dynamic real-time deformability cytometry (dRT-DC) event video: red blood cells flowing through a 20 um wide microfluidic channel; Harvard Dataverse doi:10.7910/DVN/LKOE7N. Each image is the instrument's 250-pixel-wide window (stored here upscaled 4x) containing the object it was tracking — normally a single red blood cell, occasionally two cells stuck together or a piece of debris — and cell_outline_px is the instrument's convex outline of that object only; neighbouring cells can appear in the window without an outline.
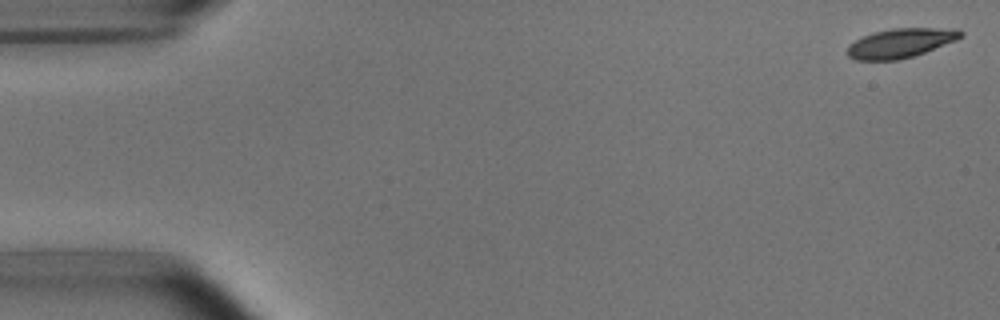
{"species": "common noctule bat (a hibernating species)", "species_latin": "Nyctalus noctula", "temperature_condition": "room temperature", "stored_images_in_passage": 52, "camera_frame_rate_fps": 3000, "um_per_image_px": 0.085, "animal": {"sex": "male", "body_mass_g": 15.6}, "frame": {"image": 1, "passage_image": 1, "time_ms": 0.0, "image_size_px": [1000, 320], "cell_outline_px": [[964, 36], [956, 40], [924, 52], [912, 56], [896, 60], [856, 60], [848, 56], [848, 44], [872, 32], [892, 28], [956, 28], [964, 32]], "centroid_in_image_um": [76.56, 3.64], "position_along_channel_um": 8.4, "area_um2": 19.31}}
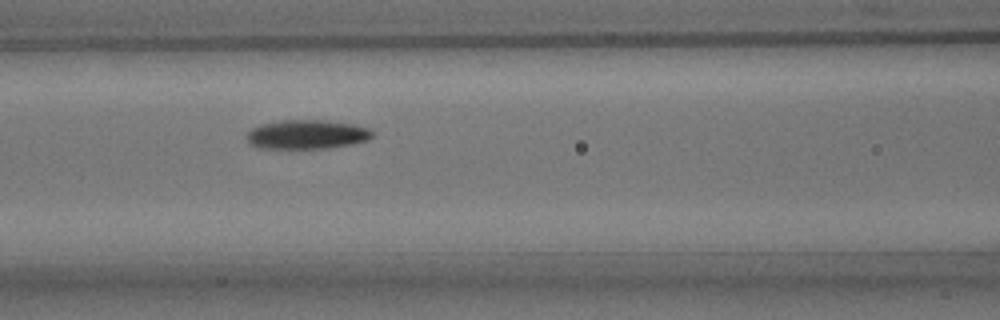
{"frame": {"image": 2, "passage_image": 22, "time_ms": 7.0, "image_size_px": [1000, 320], "cell_outline_px": [[372, 136], [368, 140], [352, 144], [328, 148], [260, 148], [252, 144], [244, 136], [252, 128], [260, 124], [280, 120], [324, 120], [356, 124], [368, 128], [372, 132]], "centroid_in_image_um": [26.08, 11.42], "position_along_channel_um": 140.5, "area_um2": 21.39}}
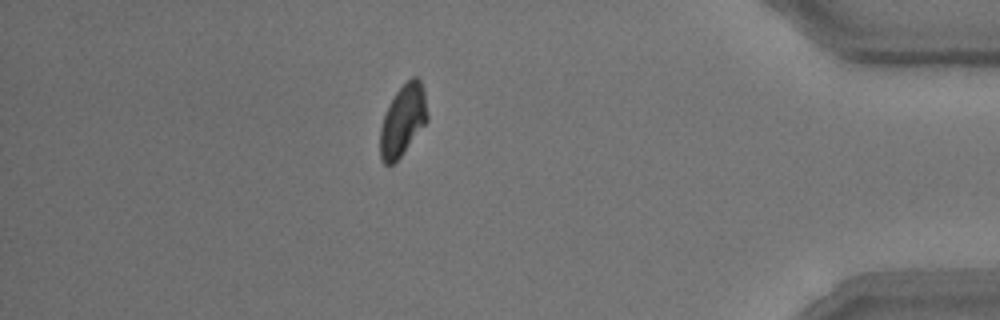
{"frame": {"image": 3, "passage_image": 46, "time_ms": 15.0, "image_size_px": [1000, 320], "cell_outline_px": [[428, 120], [400, 156], [392, 164], [384, 164], [380, 160], [380, 128], [384, 116], [396, 92], [412, 76], [416, 76], [420, 80], [424, 92], [428, 116]], "centroid_in_image_um": [34.24, 10.23], "position_along_channel_um": 401.0, "area_um2": 19.13}, "authors_computed_cell_mechanics": {"area_um2": 20.4901, "velocity_mm_per_s": 3.7623, "shape_relaxation_time_tau1_ms": 2.9678, "shape_relaxation_time_tau2_ms": 10.4097, "deformation_change_tau1": 0.1097, "deformation_change_tau2": 0.1595}}